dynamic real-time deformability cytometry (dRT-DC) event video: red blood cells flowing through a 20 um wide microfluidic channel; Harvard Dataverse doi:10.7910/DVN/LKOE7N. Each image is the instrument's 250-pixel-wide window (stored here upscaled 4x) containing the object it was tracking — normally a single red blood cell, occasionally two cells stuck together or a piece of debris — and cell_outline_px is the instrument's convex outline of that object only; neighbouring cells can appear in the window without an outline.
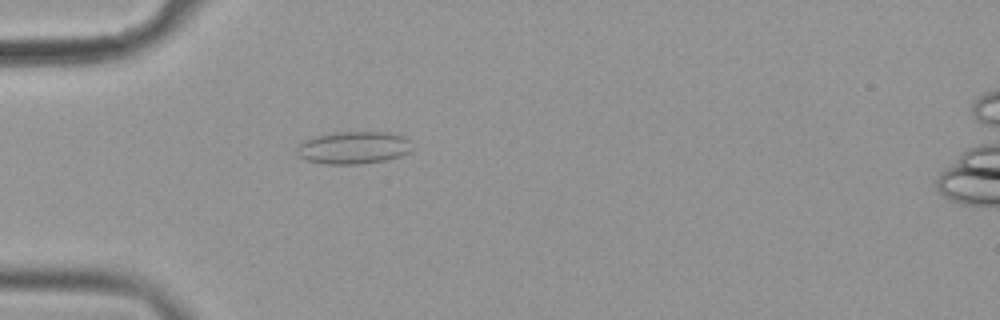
{"species": "common noctule bat (a hibernating species)", "species_latin": "Nyctalus noctula", "temperature_condition": "cold", "stored_images_in_passage": 46, "camera_frame_rate_fps": 3000, "um_per_image_px": 0.085, "animal": {"sex": "female", "body_mass_g": 19.9}, "frame": {"image": 1, "passage_image": 7, "time_ms": 2.0, "image_size_px": [1000, 320], "cell_outline_px": [[412, 148], [408, 152], [400, 156], [384, 160], [360, 164], [324, 164], [308, 160], [300, 156], [296, 152], [296, 148], [304, 140], [316, 136], [332, 132], [388, 132], [404, 136], [412, 140]], "centroid_in_image_um": [30.07, 12.54], "position_along_channel_um": 54.9, "area_um2": 21.91}}
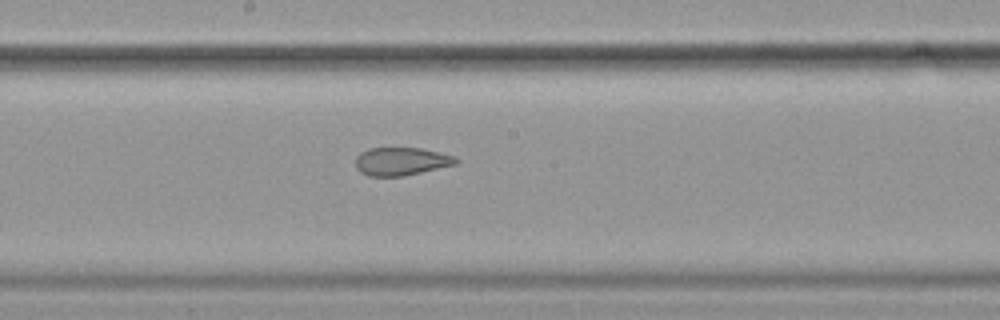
{"frame": {"image": 2, "passage_image": 21, "time_ms": 6.667, "image_size_px": [1000, 320], "cell_outline_px": [[460, 160], [456, 164], [404, 176], [368, 176], [360, 172], [356, 168], [356, 156], [360, 152], [368, 148], [420, 148], [440, 152], [456, 156]], "centroid_in_image_um": [34.11, 13.71], "position_along_channel_um": 214.1, "area_um2": 16.53}}
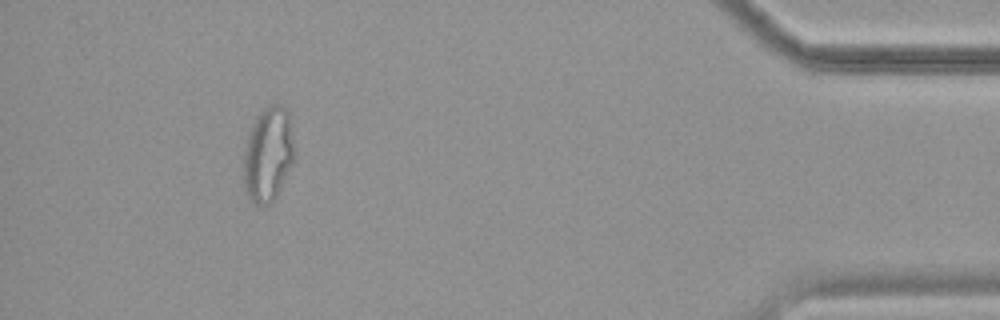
{"frame": {"image": 3, "passage_image": 42, "time_ms": 13.667, "image_size_px": [1000, 320], "cell_outline_px": [[296, 156], [276, 196], [264, 208], [256, 204], [244, 192], [244, 152], [248, 136], [252, 124], [256, 116], [268, 104], [280, 104], [288, 112], [296, 152]], "centroid_in_image_um": [22.8, 13.12], "position_along_channel_um": 412.4, "area_um2": 28.21}, "authors_computed_cell_mechanics": {"area_um2": 19.5942, "velocity_mm_per_s": 3.6069, "shape_relaxation_time_tau1_ms": null, "shape_relaxation_time_tau2_ms": 1.9619, "deformation_change_tau1": null, "deformation_change_tau2": 0.0744}}